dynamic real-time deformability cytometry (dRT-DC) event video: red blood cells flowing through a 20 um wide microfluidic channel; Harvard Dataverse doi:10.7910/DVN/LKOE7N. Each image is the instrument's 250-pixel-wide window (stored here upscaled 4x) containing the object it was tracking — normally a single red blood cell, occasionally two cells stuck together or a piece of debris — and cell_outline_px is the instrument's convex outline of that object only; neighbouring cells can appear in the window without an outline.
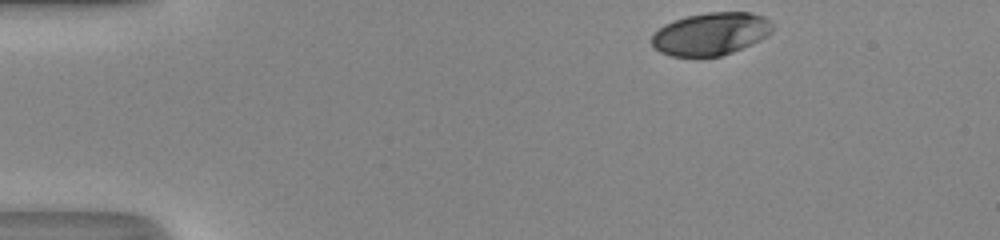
{"species": "human", "species_latin": "Homo sapiens", "temperature_condition": "room temperature", "stored_images_in_passage": 35, "camera_frame_rate_fps": 3000, "um_per_image_px": 0.085, "donor": {"sex": "male"}, "frame": {"image": 1, "passage_image": 1, "time_ms": 0.0, "image_size_px": [1000, 240], "cell_outline_px": [[772, 32], [760, 40], [752, 44], [732, 52], [720, 56], [672, 56], [660, 52], [652, 44], [652, 36], [664, 24], [688, 16], [708, 12], [752, 12], [764, 16], [772, 24]], "centroid_in_image_um": [60.44, 2.87], "position_along_channel_um": 24.6, "area_um2": 29.77}}
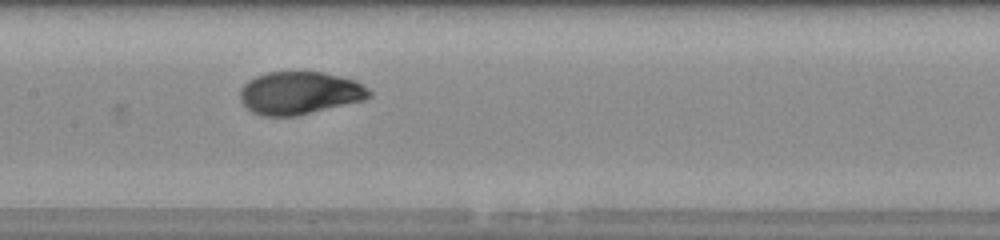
{"frame": {"image": 2, "passage_image": 19, "time_ms": 6.0, "image_size_px": [1000, 240], "cell_outline_px": [[372, 96], [364, 100], [296, 116], [264, 116], [252, 112], [240, 100], [240, 88], [248, 80], [256, 76], [268, 72], [324, 72], [356, 80], [364, 84], [372, 92]], "centroid_in_image_um": [25.49, 7.9], "position_along_channel_um": 181.9, "area_um2": 32.31}}
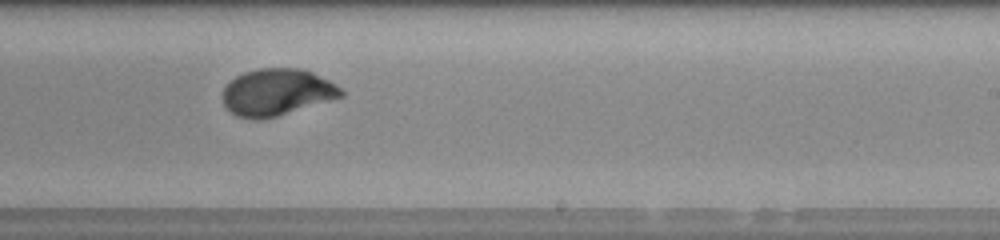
{"frame": {"image": 3, "passage_image": 25, "time_ms": 8.0, "image_size_px": [1000, 240], "cell_outline_px": [[344, 96], [276, 116], [260, 120], [252, 120], [236, 116], [228, 112], [220, 96], [224, 88], [236, 76], [244, 72], [260, 68], [300, 68], [312, 72], [336, 84], [344, 92]], "centroid_in_image_um": [23.48, 7.85], "position_along_channel_um": 265.5, "area_um2": 32.43}, "authors_computed_cell_mechanics": {"area_um2": 32.3102, "velocity_mm_per_s": 4.1858, "shape_relaxation_time_tau1_ms": 3.6477, "shape_relaxation_time_tau2_ms": null, "deformation_change_tau1": 0.1751, "deformation_change_tau2": null}}